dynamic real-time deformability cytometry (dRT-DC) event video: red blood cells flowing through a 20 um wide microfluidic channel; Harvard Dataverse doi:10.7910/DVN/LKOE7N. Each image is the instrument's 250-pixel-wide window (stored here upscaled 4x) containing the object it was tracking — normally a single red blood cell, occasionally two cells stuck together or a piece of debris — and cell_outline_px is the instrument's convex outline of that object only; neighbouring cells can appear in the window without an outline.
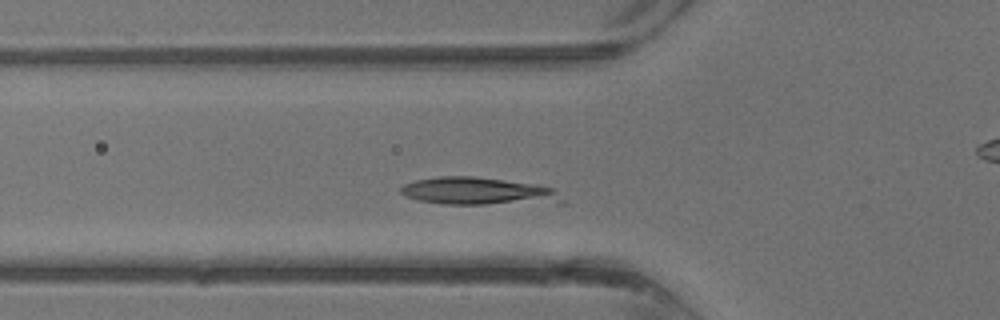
{"species": "common noctule bat (a hibernating species)", "species_latin": "Nyctalus noctula", "temperature_condition": "warm", "stored_images_in_passage": 34, "camera_frame_rate_fps": 3000, "um_per_image_px": 0.085, "animal": {"sex": "male", "body_mass_g": 13.3}, "frame": {"image": 1, "passage_image": 8, "time_ms": 2.333, "image_size_px": [1000, 320], "cell_outline_px": [[564, 204], [444, 204], [420, 200], [404, 196], [400, 192], [400, 188], [404, 184], [416, 180], [436, 176], [472, 176], [504, 180], [532, 184], [556, 188], [564, 200]], "centroid_in_image_um": [40.74, 16.27], "position_along_channel_um": 85.1, "area_um2": 26.3}}
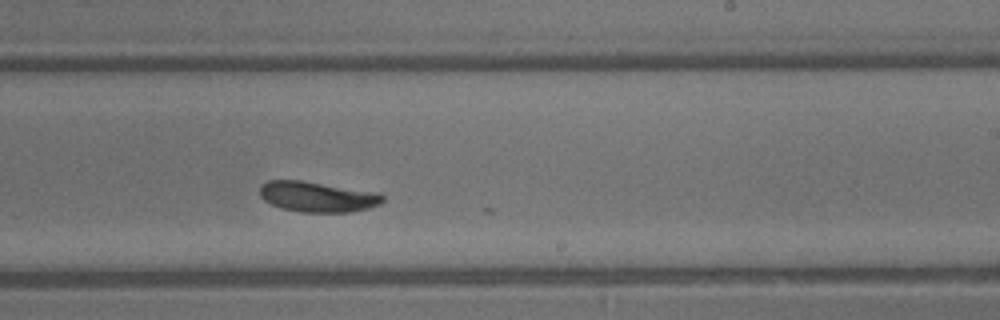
{"frame": {"image": 2, "passage_image": 18, "time_ms": 5.667, "image_size_px": [1000, 320], "cell_outline_px": [[384, 200], [380, 204], [368, 208], [348, 212], [300, 212], [280, 208], [264, 200], [260, 196], [260, 184], [268, 180], [300, 180], [376, 192], [384, 196]], "centroid_in_image_um": [26.94, 16.72], "position_along_channel_um": 262.1, "area_um2": 21.73}}
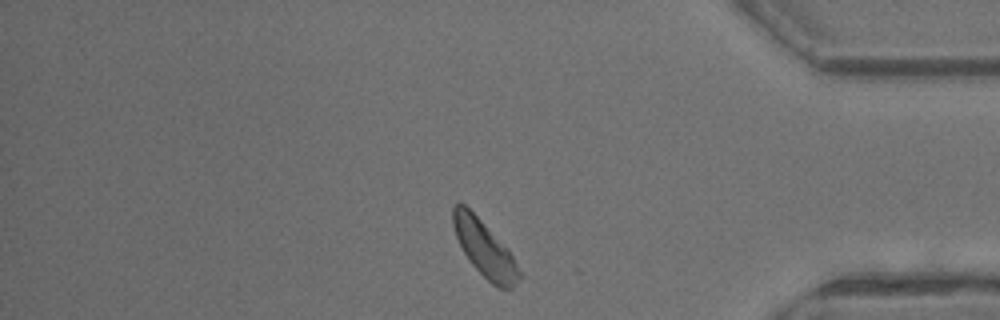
{"frame": {"image": 3, "passage_image": 27, "time_ms": 8.667, "image_size_px": [1000, 320], "cell_outline_px": [[520, 276], [516, 284], [512, 288], [500, 288], [492, 284], [468, 260], [456, 236], [452, 224], [452, 208], [456, 204], [464, 204], [508, 248], [520, 272]], "centroid_in_image_um": [41.17, 21.14], "position_along_channel_um": 394.0, "area_um2": 21.04}}